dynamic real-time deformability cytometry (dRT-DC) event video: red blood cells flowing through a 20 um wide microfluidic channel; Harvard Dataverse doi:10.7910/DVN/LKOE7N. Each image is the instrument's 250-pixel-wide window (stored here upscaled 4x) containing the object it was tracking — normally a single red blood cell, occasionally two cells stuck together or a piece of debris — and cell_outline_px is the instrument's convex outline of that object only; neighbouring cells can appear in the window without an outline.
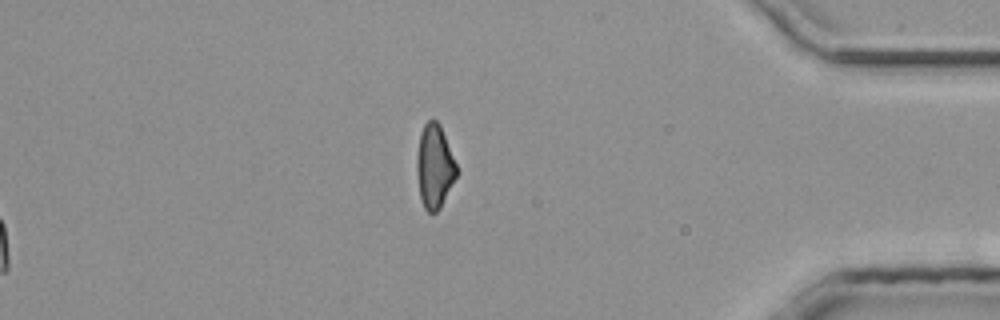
{"species": "common noctule bat (a hibernating species)", "species_latin": "Nyctalus noctula", "temperature_condition": "room temperature", "stored_images_in_passage": 33, "segment_of_instrument_passage": [2, 2], "camera_frame_rate_fps": 3000, "um_per_image_px": 0.085, "animal": {"sex": "male", "body_mass_g": 20.4}, "frame": {"image": 1, "passage_image": 33, "time_ms": 10.667, "image_size_px": [1000, 320], "cell_outline_px": [[456, 176], [440, 208], [436, 212], [428, 212], [424, 208], [420, 196], [416, 172], [416, 156], [420, 132], [424, 124], [428, 120], [436, 120], [440, 124], [456, 164]], "centroid_in_image_um": [36.9, 14.13], "position_along_channel_um": 398.3, "area_um2": 19.25}}